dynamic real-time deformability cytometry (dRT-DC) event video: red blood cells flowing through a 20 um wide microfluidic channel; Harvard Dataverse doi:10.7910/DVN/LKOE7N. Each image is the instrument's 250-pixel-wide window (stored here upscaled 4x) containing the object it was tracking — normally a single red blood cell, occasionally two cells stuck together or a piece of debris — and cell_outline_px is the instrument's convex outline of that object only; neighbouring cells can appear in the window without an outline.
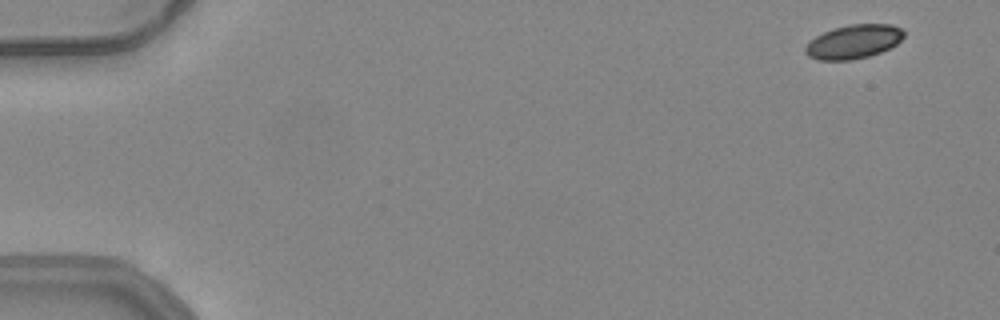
{"species": "common noctule bat (a hibernating species)", "species_latin": "Nyctalus noctula", "temperature_condition": "warm", "stored_images_in_passage": 54, "camera_frame_rate_fps": 3000, "um_per_image_px": 0.085, "animal": {"sex": "female", "body_mass_g": 24.6, "forearm_length_mm": 56.2}, "frame": {"image": 1, "passage_image": 4, "time_ms": 1.0, "image_size_px": [1000, 320], "cell_outline_px": [[904, 36], [896, 44], [880, 52], [868, 56], [852, 60], [820, 60], [808, 56], [804, 52], [804, 48], [816, 36], [832, 28], [848, 24], [892, 24], [904, 28]], "centroid_in_image_um": [72.57, 3.53], "position_along_channel_um": 12.4, "area_um2": 19.48}}
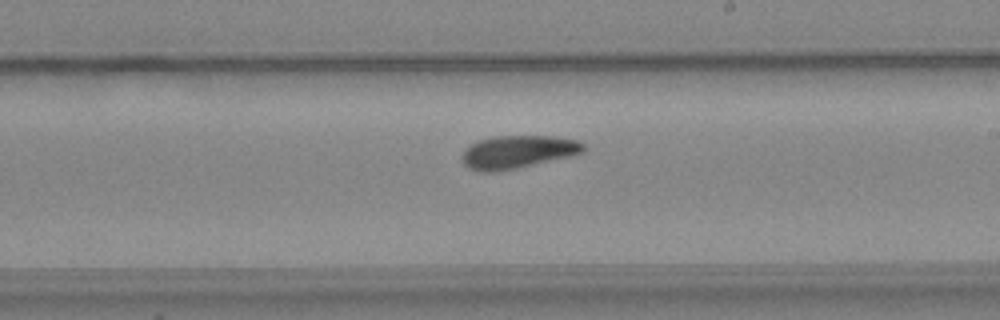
{"frame": {"image": 2, "passage_image": 33, "time_ms": 10.667, "image_size_px": [1000, 320], "cell_outline_px": [[584, 152], [568, 156], [516, 168], [496, 172], [476, 172], [468, 168], [464, 164], [460, 156], [476, 140], [496, 136], [556, 136], [576, 140], [584, 144]], "centroid_in_image_um": [43.96, 12.91], "position_along_channel_um": 245.0, "area_um2": 23.18}}
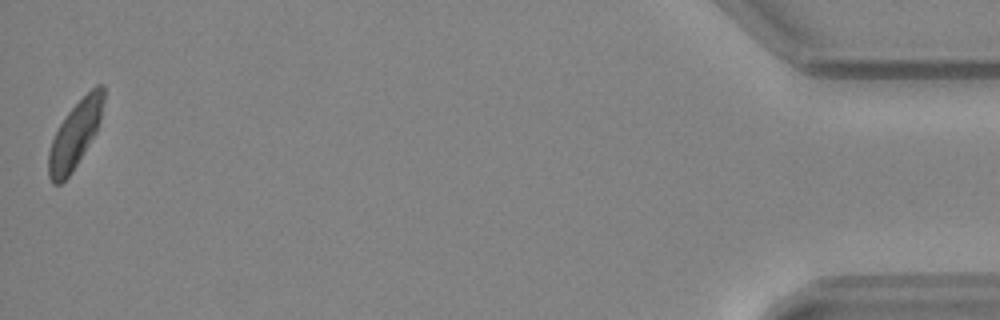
{"frame": {"image": 3, "passage_image": 54, "time_ms": 17.667, "image_size_px": [1000, 320], "cell_outline_px": [[104, 100], [100, 120], [96, 132], [72, 172], [60, 184], [52, 184], [48, 176], [48, 152], [52, 140], [60, 124], [68, 112], [96, 84], [104, 84]], "centroid_in_image_um": [6.38, 11.46], "position_along_channel_um": 428.8, "area_um2": 21.1}, "authors_computed_cell_mechanics": {"area_um2": 22.0796, "velocity_mm_per_s": 3.9229, "shape_relaxation_time_tau1_ms": 3.9054, "shape_relaxation_time_tau2_ms": null, "deformation_change_tau1": 0.1101, "deformation_change_tau2": null}}